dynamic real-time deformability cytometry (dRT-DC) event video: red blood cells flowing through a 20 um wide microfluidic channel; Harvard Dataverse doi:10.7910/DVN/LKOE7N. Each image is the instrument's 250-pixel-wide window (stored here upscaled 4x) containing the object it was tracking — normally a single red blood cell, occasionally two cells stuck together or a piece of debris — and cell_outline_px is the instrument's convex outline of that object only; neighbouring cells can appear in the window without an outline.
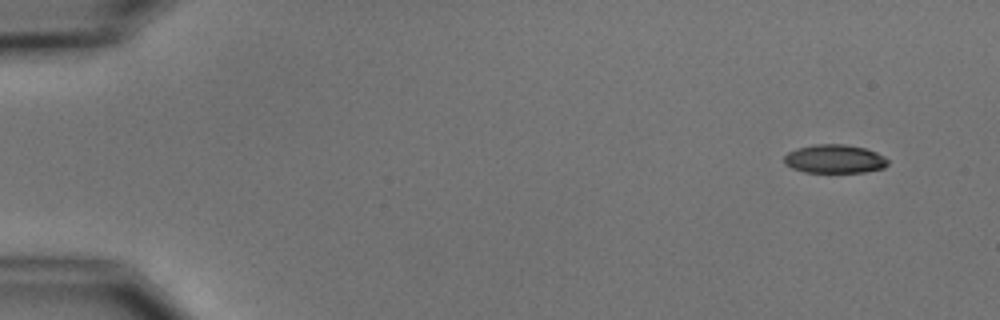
{"species": "common noctule bat (a hibernating species)", "species_latin": "Nyctalus noctula", "temperature_condition": "cold", "stored_images_in_passage": 6, "camera_frame_rate_fps": 3000, "um_per_image_px": 0.085, "animal": {"sex": "male", "body_mass_g": 15.6}, "frame": {"image": 1, "passage_image": 1, "time_ms": 0.0, "image_size_px": [1000, 320], "cell_outline_px": [[888, 164], [884, 168], [864, 172], [804, 172], [792, 168], [784, 164], [784, 156], [788, 152], [796, 148], [816, 144], [844, 144], [864, 148], [876, 152], [884, 156], [888, 160]], "centroid_in_image_um": [70.93, 13.51], "position_along_channel_um": 14.1, "area_um2": 17.34}}
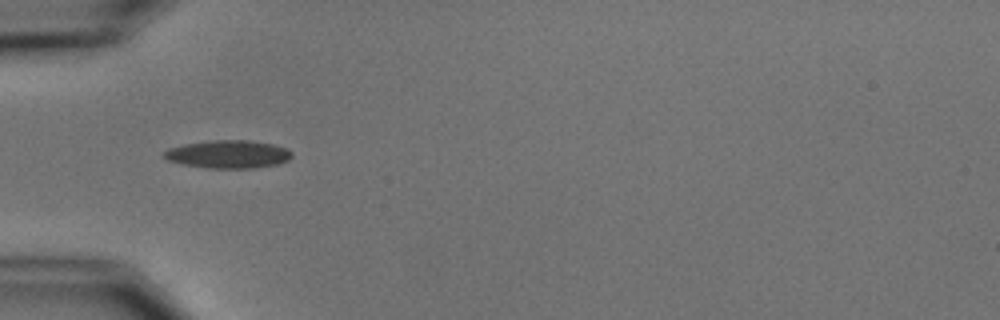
{"frame": {"image": 2, "passage_image": 5, "time_ms": 4.667, "image_size_px": [1000, 320], "cell_outline_px": [[292, 156], [288, 160], [276, 164], [256, 168], [208, 168], [180, 164], [168, 160], [160, 156], [168, 148], [184, 144], [216, 140], [248, 140], [272, 144], [288, 148], [292, 152]], "centroid_in_image_um": [19.38, 13.11], "position_along_channel_um": 65.6, "area_um2": 20.92}}